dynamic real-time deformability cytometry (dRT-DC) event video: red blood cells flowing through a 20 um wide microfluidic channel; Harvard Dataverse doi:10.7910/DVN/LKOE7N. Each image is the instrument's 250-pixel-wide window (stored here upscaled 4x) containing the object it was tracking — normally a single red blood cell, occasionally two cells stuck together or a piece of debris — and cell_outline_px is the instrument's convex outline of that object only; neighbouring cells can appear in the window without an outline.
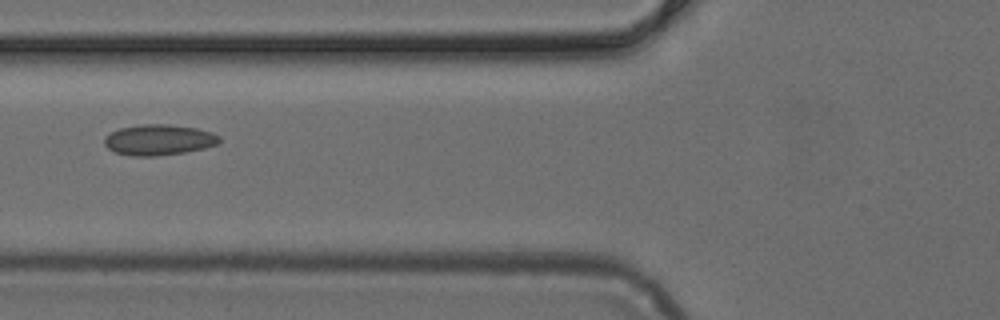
{"species": "common noctule bat (a hibernating species)", "species_latin": "Nyctalus noctula", "temperature_condition": "cold", "stored_images_in_passage": 3, "camera_frame_rate_fps": 3000, "um_per_image_px": 0.085, "animal": {"sex": "female", "body_mass_g": 24.6, "forearm_length_mm": 56.2}, "frame": {"image": 1, "passage_image": 2, "time_ms": 0.333, "image_size_px": [1000, 320], "cell_outline_px": [[220, 140], [216, 144], [204, 148], [184, 152], [156, 156], [132, 156], [116, 152], [108, 148], [104, 144], [104, 136], [120, 128], [140, 124], [168, 124], [196, 128], [212, 132], [220, 136]], "centroid_in_image_um": [13.49, 11.88], "position_along_channel_um": 112.3, "area_um2": 20.52}}
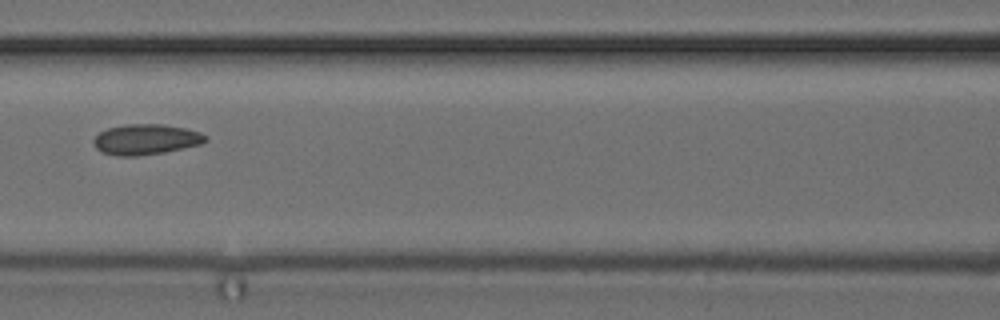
{"frame": {"image": 2, "passage_image": 3, "time_ms": 0.667, "image_size_px": [1000, 320], "cell_outline_px": [[208, 140], [200, 144], [164, 152], [136, 156], [116, 156], [100, 152], [96, 148], [92, 140], [100, 132], [108, 128], [128, 124], [164, 124], [184, 128], [200, 132], [208, 136]], "centroid_in_image_um": [12.39, 11.85], "position_along_channel_um": 154.2, "area_um2": 19.88}}